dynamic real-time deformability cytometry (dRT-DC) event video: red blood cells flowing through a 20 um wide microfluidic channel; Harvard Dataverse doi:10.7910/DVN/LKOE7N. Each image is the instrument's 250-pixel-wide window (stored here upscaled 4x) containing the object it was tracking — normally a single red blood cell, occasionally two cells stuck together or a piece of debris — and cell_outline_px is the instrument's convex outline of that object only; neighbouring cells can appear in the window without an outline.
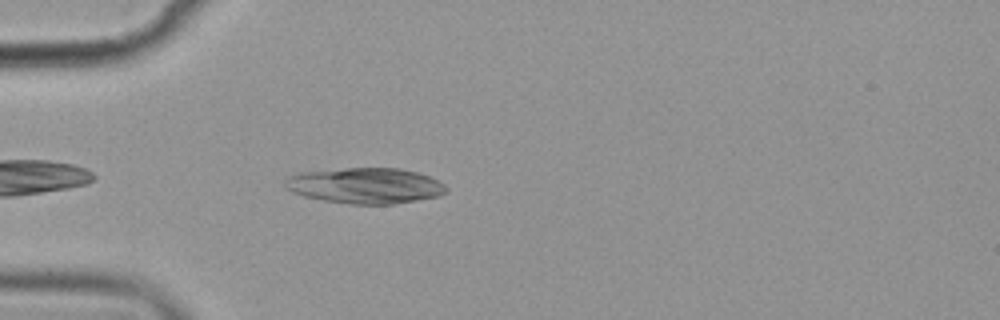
{"species": "common noctule bat (a hibernating species)", "species_latin": "Nyctalus noctula", "temperature_condition": "cold", "stored_images_in_passage": 4, "camera_frame_rate_fps": 3000, "um_per_image_px": 0.085, "animal": {"sex": "female", "body_mass_g": 19.9}, "frame": {"image": 1, "passage_image": 4, "time_ms": 4.333, "image_size_px": [1000, 320], "cell_outline_px": [[448, 192], [440, 196], [392, 204], [352, 204], [324, 200], [304, 196], [292, 192], [284, 188], [284, 176], [300, 172], [344, 168], [400, 168], [416, 172], [428, 176], [444, 184], [448, 188]], "centroid_in_image_um": [31.01, 15.77], "position_along_channel_um": 54.0, "area_um2": 33.76}}